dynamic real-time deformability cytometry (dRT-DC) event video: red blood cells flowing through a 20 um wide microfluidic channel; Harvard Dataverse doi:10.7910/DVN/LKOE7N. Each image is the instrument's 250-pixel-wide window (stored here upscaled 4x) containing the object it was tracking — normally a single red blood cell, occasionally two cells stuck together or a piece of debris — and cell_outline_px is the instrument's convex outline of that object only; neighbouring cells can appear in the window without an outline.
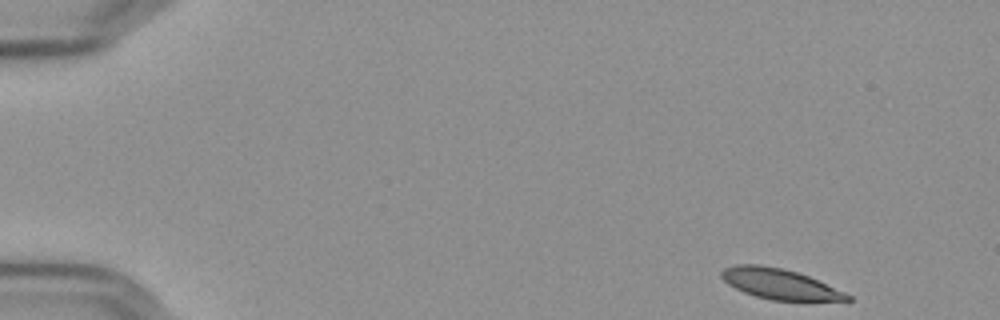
{"species": "Egyptian fruit bat (a non-hibernating species)", "species_latin": "Rousettus aegyptiacus", "temperature_condition": "cold", "stored_images_in_passage": 53, "camera_frame_rate_fps": 3000, "um_per_image_px": 0.085, "frame": {"image": 1, "passage_image": 1, "time_ms": 0.0, "image_size_px": [1000, 320], "cell_outline_px": [[852, 300], [772, 300], [756, 296], [744, 292], [728, 284], [720, 276], [720, 272], [724, 268], [736, 264], [760, 264], [780, 268], [796, 272], [808, 276], [844, 292], [852, 296]], "centroid_in_image_um": [66.22, 24.12], "position_along_channel_um": 18.8, "area_um2": 21.91}}
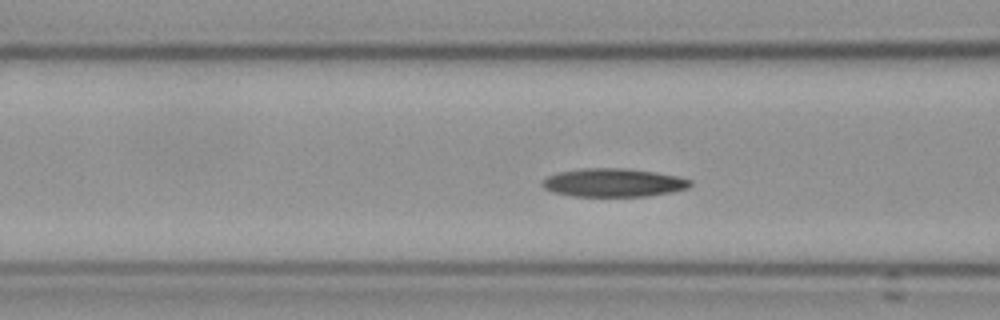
{"frame": {"image": 2, "passage_image": 19, "time_ms": 6.0, "image_size_px": [1000, 320], "cell_outline_px": [[692, 184], [688, 188], [672, 192], [648, 196], [572, 196], [552, 192], [544, 188], [540, 184], [548, 176], [560, 172], [584, 168], [624, 168], [656, 172], [676, 176], [692, 180]], "centroid_in_image_um": [52.16, 15.53], "position_along_channel_um": 114.4, "area_um2": 24.45}}
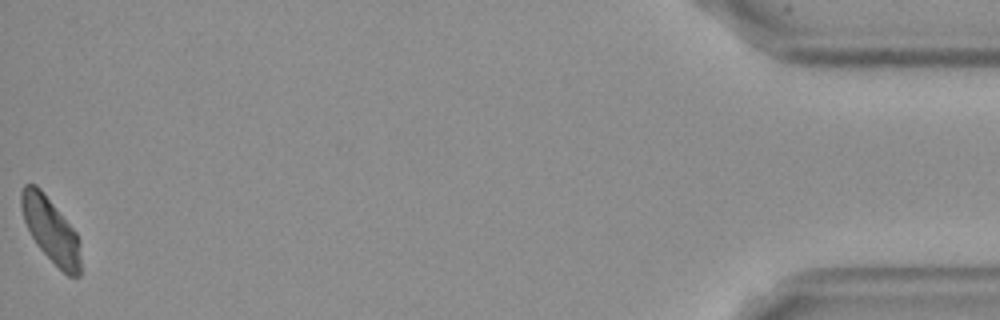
{"frame": {"image": 3, "passage_image": 53, "time_ms": 17.333, "image_size_px": [1000, 320], "cell_outline_px": [[80, 276], [68, 276], [36, 244], [24, 220], [20, 208], [20, 192], [24, 184], [36, 184], [40, 188], [76, 232], [80, 260]], "centroid_in_image_um": [4.27, 19.51], "position_along_channel_um": 430.9, "area_um2": 21.85}, "authors_computed_cell_mechanics": {"area_um2": 23.987, "velocity_mm_per_s": 3.5641, "shape_relaxation_time_tau1_ms": 5.9733, "shape_relaxation_time_tau2_ms": 6.3309, "deformation_change_tau1": 0.1517, "deformation_change_tau2": 0.1072}}